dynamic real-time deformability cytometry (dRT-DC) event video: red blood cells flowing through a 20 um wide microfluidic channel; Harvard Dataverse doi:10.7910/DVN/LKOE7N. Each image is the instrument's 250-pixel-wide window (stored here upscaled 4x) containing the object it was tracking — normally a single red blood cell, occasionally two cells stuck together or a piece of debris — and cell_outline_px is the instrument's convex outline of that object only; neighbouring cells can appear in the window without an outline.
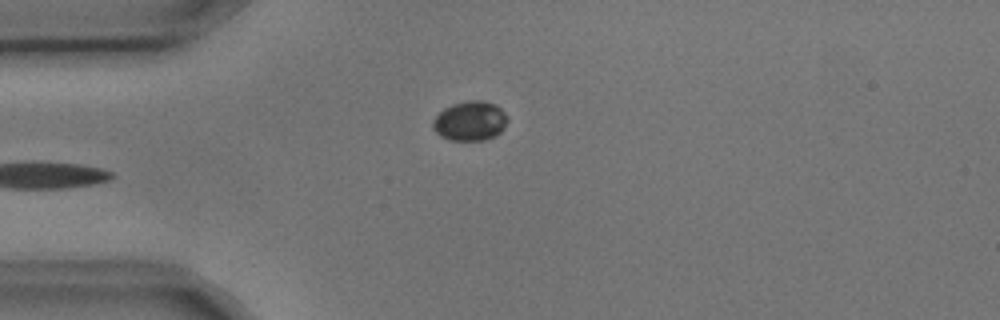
{"species": "common noctule bat (a hibernating species)", "species_latin": "Nyctalus noctula", "temperature_condition": "cold", "stored_images_in_passage": 5, "camera_frame_rate_fps": 3000, "um_per_image_px": 0.085, "animal": {"sex": "male", "body_mass_g": 17.9, "forearm_length_mm": 54.2}, "frame": {"image": 1, "passage_image": 5, "time_ms": 1.333, "image_size_px": [1000, 320], "cell_outline_px": [[508, 120], [504, 128], [496, 136], [484, 140], [448, 140], [440, 136], [432, 128], [432, 120], [444, 108], [452, 104], [468, 100], [484, 100], [496, 104], [508, 116]], "centroid_in_image_um": [39.96, 10.28], "position_along_channel_um": 45.0, "area_um2": 17.46}}